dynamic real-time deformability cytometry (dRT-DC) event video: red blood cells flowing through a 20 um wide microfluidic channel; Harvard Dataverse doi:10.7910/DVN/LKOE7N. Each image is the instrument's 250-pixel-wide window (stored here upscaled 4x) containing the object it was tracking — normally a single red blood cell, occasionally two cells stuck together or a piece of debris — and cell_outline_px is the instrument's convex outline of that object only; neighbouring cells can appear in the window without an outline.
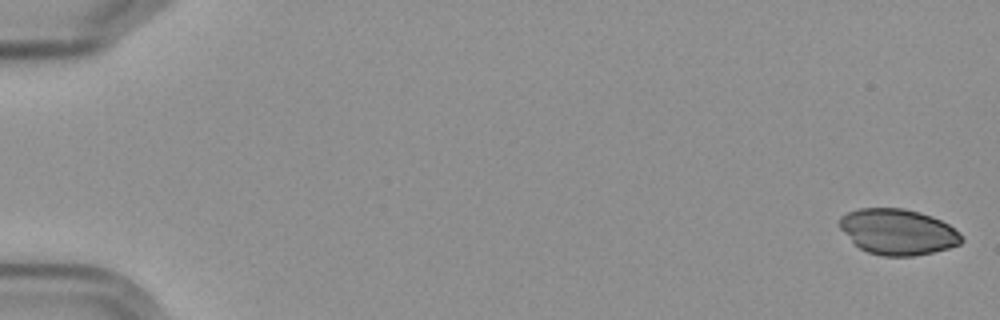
{"species": "Egyptian fruit bat (a non-hibernating species)", "species_latin": "Rousettus aegyptiacus", "temperature_condition": "cold", "stored_images_in_passage": 5, "camera_frame_rate_fps": 3000, "um_per_image_px": 0.085, "frame": {"image": 1, "passage_image": 1, "time_ms": 0.0, "image_size_px": [1000, 320], "cell_outline_px": [[964, 240], [960, 244], [948, 248], [932, 252], [912, 256], [884, 256], [868, 252], [860, 248], [840, 228], [836, 220], [840, 216], [848, 212], [860, 208], [904, 208], [920, 212], [932, 216], [948, 224], [960, 232]], "centroid_in_image_um": [76.32, 19.69], "position_along_channel_um": 8.7, "area_um2": 32.54}}